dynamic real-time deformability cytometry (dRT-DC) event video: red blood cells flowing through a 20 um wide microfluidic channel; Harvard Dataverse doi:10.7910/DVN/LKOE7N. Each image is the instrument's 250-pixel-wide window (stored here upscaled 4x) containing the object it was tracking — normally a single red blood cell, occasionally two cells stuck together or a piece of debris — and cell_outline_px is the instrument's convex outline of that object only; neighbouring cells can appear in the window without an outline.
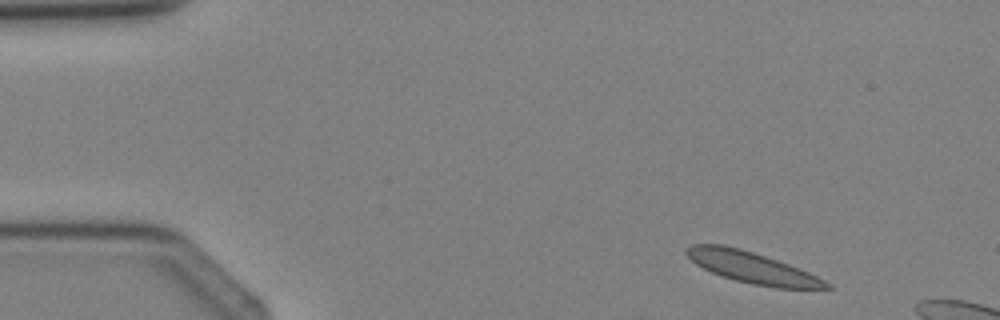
{"species": "Egyptian fruit bat (a non-hibernating species)", "species_latin": "Rousettus aegyptiacus", "temperature_condition": "cold", "stored_images_in_passage": 3, "camera_frame_rate_fps": 3000, "um_per_image_px": 0.085, "animal": {"sex": "female"}, "frame": {"image": 1, "passage_image": 1, "time_ms": 0.0, "image_size_px": [1000, 320], "cell_outline_px": [[832, 288], [776, 288], [752, 284], [736, 280], [712, 272], [696, 264], [684, 252], [684, 248], [692, 244], [724, 244], [740, 248], [800, 268], [832, 284]], "centroid_in_image_um": [63.91, 22.73], "position_along_channel_um": 21.1, "area_um2": 25.2}}